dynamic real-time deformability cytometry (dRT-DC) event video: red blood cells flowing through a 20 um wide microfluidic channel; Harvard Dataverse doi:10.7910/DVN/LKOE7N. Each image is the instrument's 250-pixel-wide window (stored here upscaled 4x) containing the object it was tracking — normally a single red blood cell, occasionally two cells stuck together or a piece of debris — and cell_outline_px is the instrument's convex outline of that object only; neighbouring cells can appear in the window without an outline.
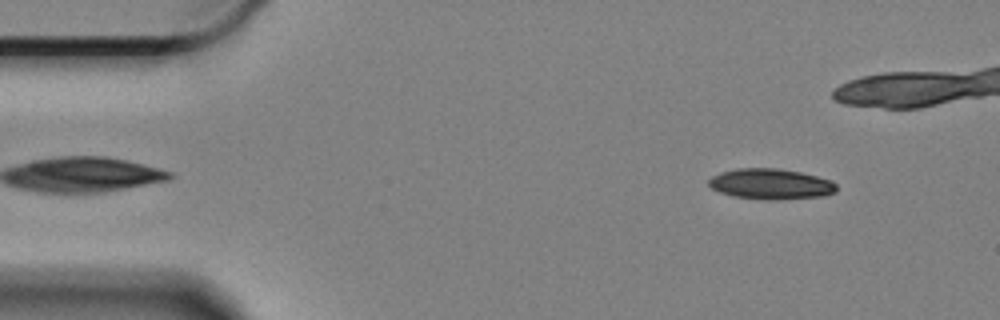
{"species": "Egyptian fruit bat (a non-hibernating species)", "species_latin": "Rousettus aegyptiacus", "temperature_condition": "cold", "stored_images_in_passage": 47, "camera_frame_rate_fps": 3000, "um_per_image_px": 0.085, "animal": {"sex": "female"}, "frame": {"image": 1, "passage_image": 6, "time_ms": 1.667, "image_size_px": [1000, 320], "cell_outline_px": [[836, 192], [824, 196], [768, 200], [732, 196], [720, 192], [712, 188], [708, 184], [708, 180], [712, 176], [720, 172], [736, 168], [780, 168], [800, 172], [816, 176], [828, 180], [836, 184]], "centroid_in_image_um": [65.48, 15.63], "position_along_channel_um": 19.5, "area_um2": 22.72}}
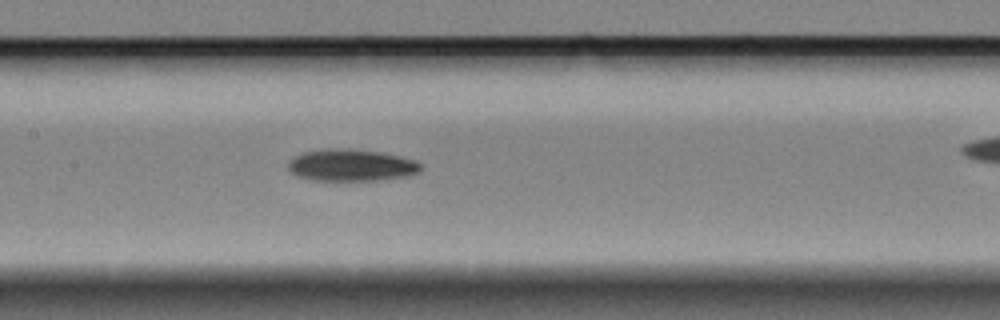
{"frame": {"image": 2, "passage_image": 27, "time_ms": 8.667, "image_size_px": [1000, 320], "cell_outline_px": [[420, 168], [416, 172], [408, 176], [376, 180], [312, 180], [296, 176], [288, 168], [288, 160], [304, 152], [328, 148], [348, 148], [380, 152], [400, 156], [412, 160], [420, 164]], "centroid_in_image_um": [29.8, 14.04], "position_along_channel_um": 177.6, "area_um2": 24.45}}
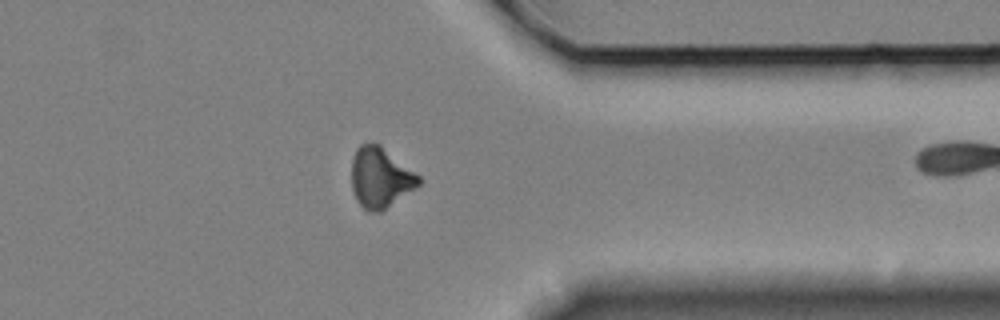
{"frame": {"image": 3, "passage_image": 46, "time_ms": 15.0, "image_size_px": [1000, 320], "cell_outline_px": [[420, 184], [380, 212], [368, 212], [356, 200], [352, 188], [352, 160], [356, 148], [360, 144], [380, 144], [420, 176]], "centroid_in_image_um": [32.31, 15.09], "position_along_channel_um": 379.1, "area_um2": 23.35}}